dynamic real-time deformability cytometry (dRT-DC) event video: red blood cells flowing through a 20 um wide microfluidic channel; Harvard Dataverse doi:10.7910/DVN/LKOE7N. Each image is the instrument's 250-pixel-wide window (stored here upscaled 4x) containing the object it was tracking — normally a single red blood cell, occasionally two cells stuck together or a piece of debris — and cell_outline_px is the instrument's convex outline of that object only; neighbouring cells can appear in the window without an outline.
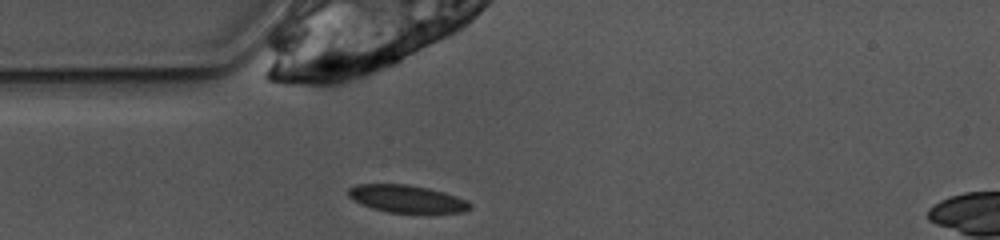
{"species": "common noctule bat (a hibernating species)", "species_latin": "Nyctalus noctula", "temperature_condition": "warm", "stored_images_in_passage": 39, "camera_frame_rate_fps": 3000, "um_per_image_px": 0.085, "animal": {"sex": "female", "body_mass_g": 10.0, "forearm_length_mm": 53.1}, "frame": {"image": 1, "passage_image": 1, "time_ms": 0.0, "image_size_px": [1000, 240], "cell_outline_px": [[472, 208], [460, 212], [388, 212], [372, 208], [360, 204], [348, 196], [348, 188], [356, 184], [408, 184], [428, 188], [444, 192], [468, 200], [472, 204]], "centroid_in_image_um": [34.56, 16.88], "position_along_channel_um": 50.4, "area_um2": 19.42}}
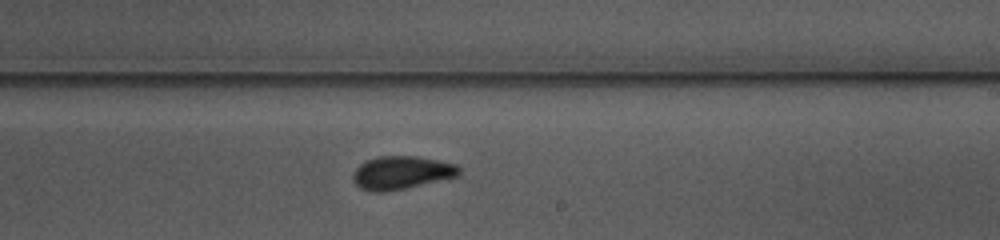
{"frame": {"image": 2, "passage_image": 17, "time_ms": 5.333, "image_size_px": [1000, 240], "cell_outline_px": [[460, 172], [456, 176], [384, 192], [372, 192], [360, 188], [352, 180], [352, 176], [356, 168], [360, 164], [368, 160], [380, 156], [416, 156], [456, 164], [460, 168]], "centroid_in_image_um": [34.07, 14.67], "position_along_channel_um": 254.9, "area_um2": 20.06}}
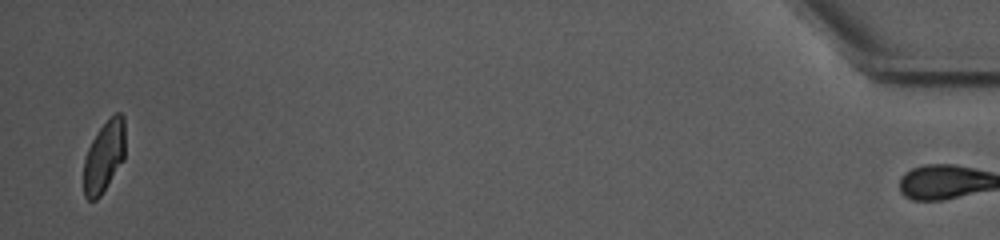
{"frame": {"image": 3, "passage_image": 38, "time_ms": 12.333, "image_size_px": [1000, 240], "cell_outline_px": [[124, 160], [100, 196], [96, 200], [88, 200], [84, 196], [84, 160], [88, 148], [96, 132], [116, 112], [120, 112], [124, 116]], "centroid_in_image_um": [8.85, 13.31], "position_along_channel_um": 426.4, "area_um2": 17.17}, "authors_computed_cell_mechanics": {"area_um2": 19.8254, "velocity_mm_per_s": 3.8714, "shape_relaxation_time_tau1_ms": 4.2283, "shape_relaxation_time_tau2_ms": 0.9756, "deformation_change_tau1": 0.1223, "deformation_change_tau2": 0.0352}}